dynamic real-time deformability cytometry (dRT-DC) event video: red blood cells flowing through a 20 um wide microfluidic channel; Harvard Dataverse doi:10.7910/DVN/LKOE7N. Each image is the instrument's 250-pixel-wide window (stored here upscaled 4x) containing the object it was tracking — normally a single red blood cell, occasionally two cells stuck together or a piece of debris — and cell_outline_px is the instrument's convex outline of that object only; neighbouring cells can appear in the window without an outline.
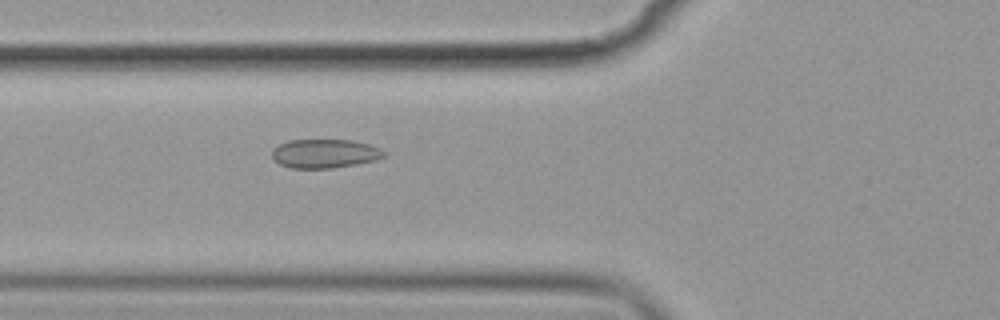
{"species": "common noctule bat (a hibernating species)", "species_latin": "Nyctalus noctula", "temperature_condition": "cold", "stored_images_in_passage": 6, "camera_frame_rate_fps": 3000, "um_per_image_px": 0.085, "animal": {"sex": "female", "body_mass_g": 19.9}, "frame": {"image": 1, "passage_image": 6, "time_ms": 6.667, "image_size_px": [1000, 320], "cell_outline_px": [[384, 156], [376, 160], [356, 164], [332, 168], [288, 168], [272, 160], [272, 148], [288, 140], [352, 140], [368, 144], [380, 148], [384, 152]], "centroid_in_image_um": [27.56, 13.05], "position_along_channel_um": 98.2, "area_um2": 18.9}}